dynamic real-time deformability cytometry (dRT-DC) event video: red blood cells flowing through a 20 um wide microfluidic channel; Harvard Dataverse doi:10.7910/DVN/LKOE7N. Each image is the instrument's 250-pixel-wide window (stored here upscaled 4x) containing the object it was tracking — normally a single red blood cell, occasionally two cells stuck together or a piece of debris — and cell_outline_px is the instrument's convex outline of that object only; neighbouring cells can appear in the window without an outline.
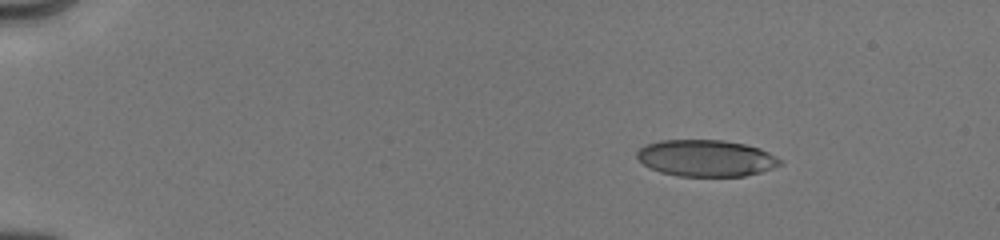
{"species": "human", "species_latin": "Homo sapiens", "temperature_condition": "cold", "stored_images_in_passage": 66, "camera_frame_rate_fps": 3000, "um_per_image_px": 0.085, "donor": {"sex": "male"}, "frame": {"image": 1, "passage_image": 1, "time_ms": 0.0, "image_size_px": [1000, 240], "cell_outline_px": [[784, 164], [760, 172], [744, 176], [680, 176], [660, 172], [644, 164], [636, 156], [636, 152], [644, 144], [660, 140], [724, 140], [744, 144], [760, 148], [784, 160]], "centroid_in_image_um": [60.04, 13.43], "position_along_channel_um": 25.0, "area_um2": 30.63}}
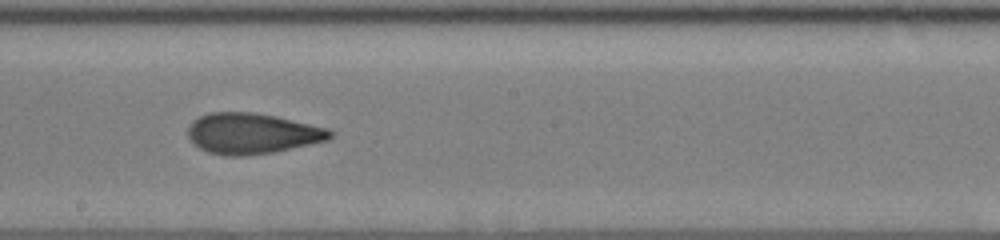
{"frame": {"image": 2, "passage_image": 37, "time_ms": 7.667, "image_size_px": [1000, 240], "cell_outline_px": [[336, 132], [328, 140], [272, 152], [244, 156], [224, 156], [208, 152], [200, 148], [188, 136], [188, 128], [192, 120], [208, 112], [256, 112], [276, 116], [328, 128]], "centroid_in_image_um": [21.43, 11.33], "position_along_channel_um": 226.8, "area_um2": 33.76}}
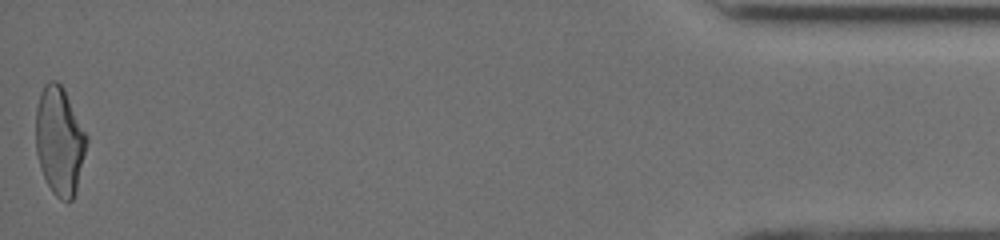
{"frame": {"image": 3, "passage_image": 66, "time_ms": 14.667, "image_size_px": [1000, 240], "cell_outline_px": [[88, 140], [76, 192], [72, 200], [68, 204], [60, 200], [52, 192], [44, 176], [36, 152], [36, 108], [40, 92], [44, 84], [48, 80], [56, 80], [64, 88], [88, 136]], "centroid_in_image_um": [5.07, 11.97], "position_along_channel_um": 430.1, "area_um2": 32.31}, "authors_computed_cell_mechanics": {"area_um2": 33.1772, "velocity_mm_per_s": 4.0342, "shape_relaxation_time_tau1_ms": 5.2138, "shape_relaxation_time_tau2_ms": 1.4313, "deformation_change_tau1": 0.1905, "deformation_change_tau2": 0.0874}}